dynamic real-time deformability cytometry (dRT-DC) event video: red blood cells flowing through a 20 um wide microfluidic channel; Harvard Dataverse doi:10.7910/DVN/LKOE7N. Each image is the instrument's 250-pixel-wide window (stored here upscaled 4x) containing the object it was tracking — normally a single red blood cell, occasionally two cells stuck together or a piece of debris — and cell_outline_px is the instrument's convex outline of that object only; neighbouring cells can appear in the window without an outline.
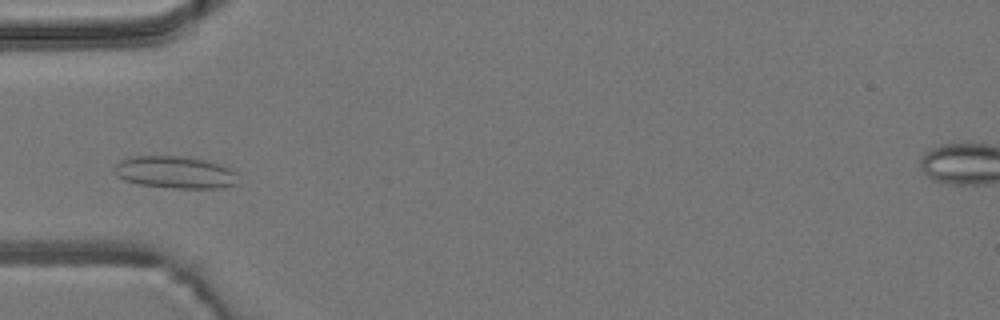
{"species": "common noctule bat (a hibernating species)", "species_latin": "Nyctalus noctula", "temperature_condition": "room temperature", "stored_images_in_passage": 3, "camera_frame_rate_fps": 3000, "um_per_image_px": 0.085, "animal": {"sex": "male", "body_mass_g": 19.2, "forearm_length_mm": 51.8}, "frame": {"image": 1, "passage_image": 3, "time_ms": 3.0, "image_size_px": [1000, 320], "cell_outline_px": [[240, 184], [220, 188], [172, 188], [140, 184], [124, 180], [116, 176], [116, 164], [120, 160], [136, 156], [184, 156], [204, 160], [220, 164], [232, 168], [236, 172]], "centroid_in_image_um": [14.96, 14.65], "position_along_channel_um": 70.0, "area_um2": 23.35}}